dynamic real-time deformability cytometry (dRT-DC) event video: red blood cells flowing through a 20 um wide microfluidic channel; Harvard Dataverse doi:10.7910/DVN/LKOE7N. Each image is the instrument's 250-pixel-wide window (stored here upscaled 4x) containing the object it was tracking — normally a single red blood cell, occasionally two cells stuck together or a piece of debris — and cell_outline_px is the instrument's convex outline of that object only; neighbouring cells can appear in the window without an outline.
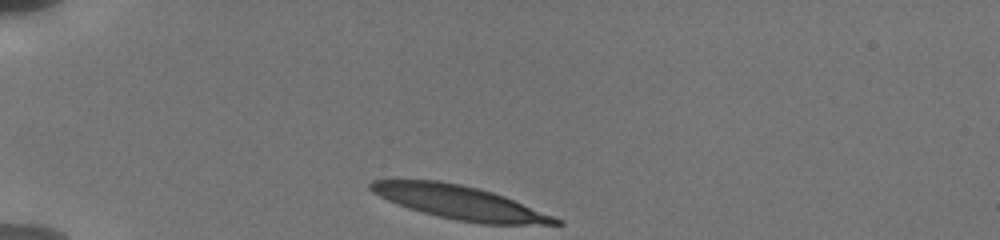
{"species": "human", "species_latin": "Homo sapiens", "temperature_condition": "cold", "stored_images_in_passage": 5, "camera_frame_rate_fps": 3000, "um_per_image_px": 0.085, "donor": {"sex": "male"}, "frame": {"image": 1, "passage_image": 1, "time_ms": 0.0, "image_size_px": [1000, 240], "cell_outline_px": [[564, 224], [484, 224], [456, 220], [408, 208], [388, 200], [372, 192], [368, 188], [368, 184], [372, 180], [436, 180], [460, 184], [492, 192], [504, 196], [564, 220]], "centroid_in_image_um": [39.08, 17.21], "position_along_channel_um": 45.9, "area_um2": 35.72}}
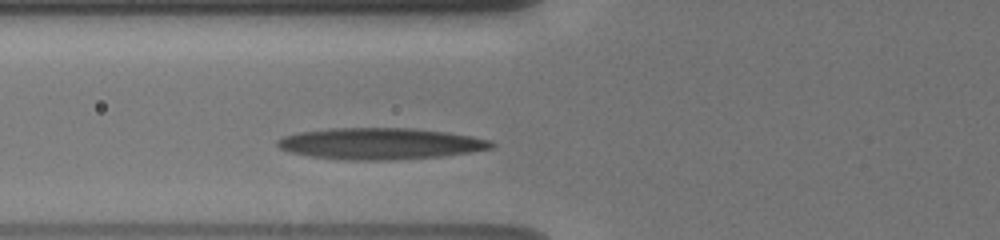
{"frame": {"image": 2, "passage_image": 5, "time_ms": 2.333, "image_size_px": [1000, 240], "cell_outline_px": [[496, 144], [492, 148], [468, 152], [440, 156], [388, 160], [344, 160], [312, 156], [288, 152], [280, 148], [276, 144], [276, 140], [284, 136], [300, 132], [328, 128], [412, 128], [448, 132], [472, 136], [492, 140]], "centroid_in_image_um": [32.32, 12.2], "position_along_channel_um": 93.5, "area_um2": 39.19}}